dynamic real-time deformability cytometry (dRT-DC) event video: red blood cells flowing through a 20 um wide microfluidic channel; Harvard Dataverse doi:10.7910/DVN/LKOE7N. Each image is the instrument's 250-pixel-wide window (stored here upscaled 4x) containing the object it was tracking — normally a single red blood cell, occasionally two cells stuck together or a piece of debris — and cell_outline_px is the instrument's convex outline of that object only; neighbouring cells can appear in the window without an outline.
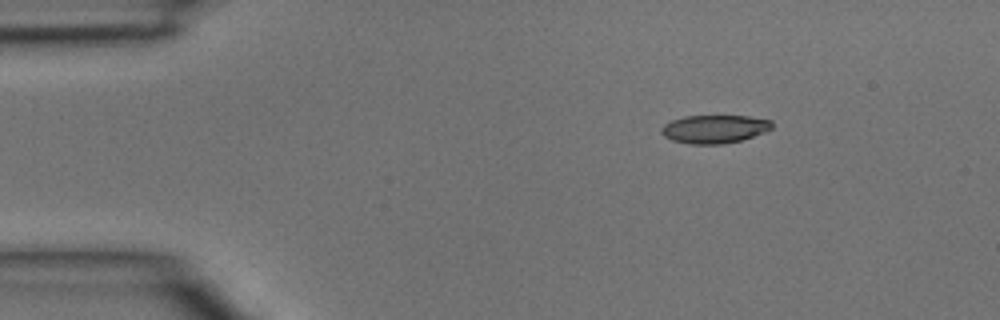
{"species": "common noctule bat (a hibernating species)", "species_latin": "Nyctalus noctula", "temperature_condition": "room temperature", "stored_images_in_passage": 5, "camera_frame_rate_fps": 3000, "um_per_image_px": 0.085, "animal": {"sex": "male", "body_mass_g": 15.6}, "frame": {"image": 1, "passage_image": 1, "time_ms": 0.0, "image_size_px": [1000, 320], "cell_outline_px": [[772, 128], [764, 132], [740, 140], [724, 144], [688, 144], [672, 140], [664, 136], [660, 132], [660, 128], [664, 124], [672, 120], [684, 116], [748, 116], [772, 120]], "centroid_in_image_um": [60.7, 10.96], "position_along_channel_um": 24.3, "area_um2": 18.21}}
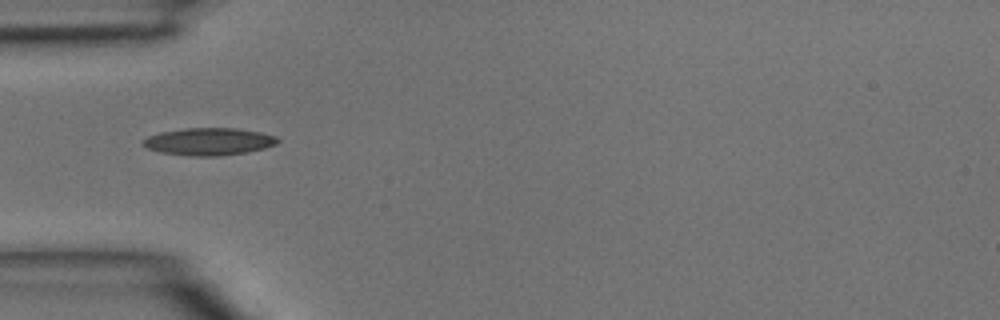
{"frame": {"image": 2, "passage_image": 3, "time_ms": 0.667, "image_size_px": [1000, 320], "cell_outline_px": [[280, 140], [276, 144], [264, 148], [248, 152], [220, 156], [192, 156], [160, 152], [148, 148], [140, 144], [148, 136], [160, 132], [184, 128], [236, 128], [260, 132], [276, 136]], "centroid_in_image_um": [17.76, 12.03], "position_along_channel_um": 67.2, "area_um2": 21.5}}
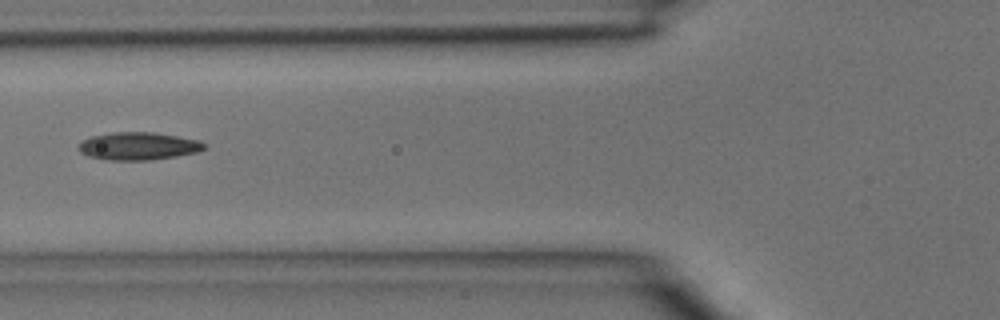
{"frame": {"image": 3, "passage_image": 4, "time_ms": 1.0, "image_size_px": [1000, 320], "cell_outline_px": [[208, 144], [204, 148], [196, 152], [176, 156], [152, 160], [108, 160], [88, 156], [80, 152], [76, 148], [84, 140], [92, 136], [112, 132], [152, 132], [200, 140]], "centroid_in_image_um": [11.76, 12.42], "position_along_channel_um": 114.0, "area_um2": 20.29}}